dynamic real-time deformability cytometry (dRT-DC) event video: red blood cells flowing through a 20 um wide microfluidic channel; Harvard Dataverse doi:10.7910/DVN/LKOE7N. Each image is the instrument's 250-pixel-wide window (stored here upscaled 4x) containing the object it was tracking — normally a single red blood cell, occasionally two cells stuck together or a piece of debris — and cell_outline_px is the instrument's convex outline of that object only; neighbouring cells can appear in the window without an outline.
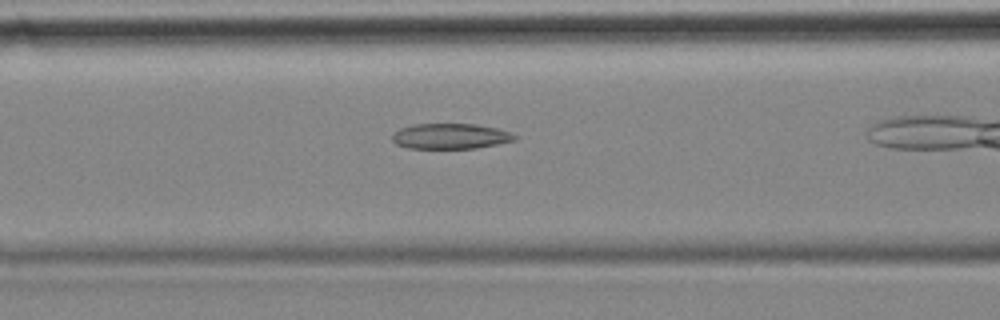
{"species": "common noctule bat (a hibernating species)", "species_latin": "Nyctalus noctula", "temperature_condition": "cold", "stored_images_in_passage": 40, "camera_frame_rate_fps": 3000, "um_per_image_px": 0.085, "animal": {"sex": "female", "body_mass_g": 18.4}, "frame": {"image": 1, "passage_image": 18, "time_ms": 5.667, "image_size_px": [1000, 320], "cell_outline_px": [[516, 140], [476, 148], [408, 148], [396, 144], [392, 140], [392, 132], [400, 128], [412, 124], [476, 124], [496, 128], [512, 132], [516, 136]], "centroid_in_image_um": [38.26, 11.57], "position_along_channel_um": 128.3, "area_um2": 18.21}}